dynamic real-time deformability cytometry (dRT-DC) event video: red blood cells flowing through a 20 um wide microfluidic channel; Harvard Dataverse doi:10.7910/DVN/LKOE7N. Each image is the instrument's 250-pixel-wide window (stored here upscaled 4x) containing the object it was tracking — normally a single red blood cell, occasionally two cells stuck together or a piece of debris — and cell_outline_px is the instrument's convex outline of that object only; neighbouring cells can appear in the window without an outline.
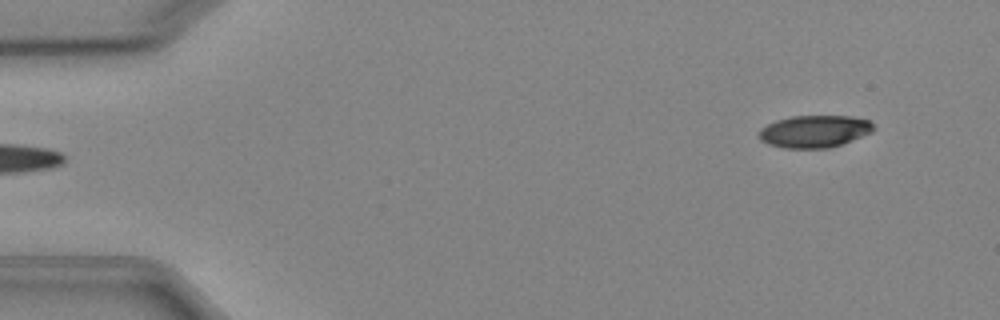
{"species": "Egyptian fruit bat (a non-hibernating species)", "species_latin": "Rousettus aegyptiacus", "temperature_condition": "cold", "stored_images_in_passage": 5, "segment_of_instrument_passage": [2, 2], "camera_frame_rate_fps": 3000, "um_per_image_px": 0.085, "animal": {"sex": "female"}, "frame": {"image": 1, "passage_image": 5, "time_ms": 4.667, "image_size_px": [1000, 320], "cell_outline_px": [[876, 128], [872, 132], [852, 140], [828, 148], [784, 148], [768, 144], [760, 140], [756, 132], [760, 128], [776, 120], [792, 116], [852, 116], [868, 120]], "centroid_in_image_um": [69.19, 11.16], "position_along_channel_um": 15.8, "area_um2": 21.62}}